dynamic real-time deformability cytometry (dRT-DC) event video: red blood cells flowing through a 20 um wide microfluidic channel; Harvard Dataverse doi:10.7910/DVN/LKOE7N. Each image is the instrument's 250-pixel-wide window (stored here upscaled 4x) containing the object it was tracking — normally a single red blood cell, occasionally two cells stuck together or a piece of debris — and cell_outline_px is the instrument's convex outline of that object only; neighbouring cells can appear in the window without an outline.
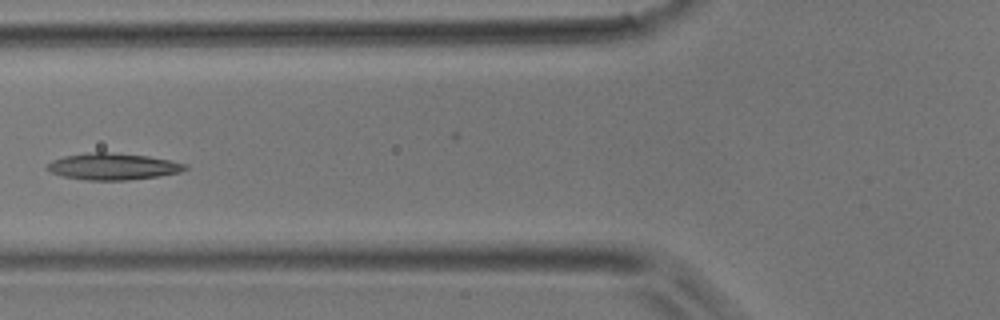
{"species": "common noctule bat (a hibernating species)", "species_latin": "Nyctalus noctula", "temperature_condition": "room temperature", "stored_images_in_passage": 4, "camera_frame_rate_fps": 3000, "um_per_image_px": 0.085, "animal": {"sex": "male", "body_mass_g": 17.9}, "frame": {"image": 1, "passage_image": 4, "time_ms": 1.0, "image_size_px": [1000, 320], "cell_outline_px": [[188, 168], [180, 172], [156, 176], [128, 180], [88, 180], [64, 176], [52, 172], [44, 168], [52, 160], [64, 156], [88, 152], [112, 152], [148, 156], [172, 160], [188, 164]], "centroid_in_image_um": [9.62, 14.14], "position_along_channel_um": 116.2, "area_um2": 21.39}}